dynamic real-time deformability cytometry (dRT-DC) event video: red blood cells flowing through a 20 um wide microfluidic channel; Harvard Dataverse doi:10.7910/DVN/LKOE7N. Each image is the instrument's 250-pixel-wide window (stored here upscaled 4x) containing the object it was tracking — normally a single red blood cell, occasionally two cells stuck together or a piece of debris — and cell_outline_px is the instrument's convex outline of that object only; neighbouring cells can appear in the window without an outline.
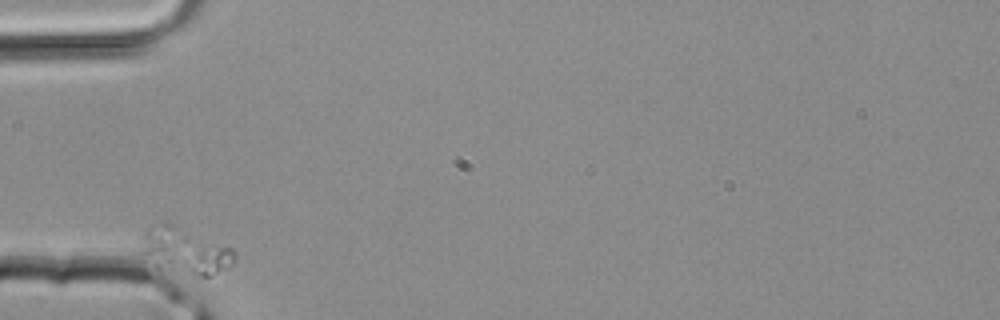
{"species": "common noctule bat (a hibernating species)", "species_latin": "Nyctalus noctula", "temperature_condition": "room temperature", "stored_images_in_passage": 23, "camera_frame_rate_fps": 3000, "um_per_image_px": 0.085, "animal": {"sex": "male", "body_mass_g": 20.4}, "frame": {"image": 1, "passage_image": 1, "time_ms": 0.0, "image_size_px": [1000, 320], "cell_outline_px": [[236, 256], [232, 264], [228, 268], [212, 276], [192, 276], [160, 272], [144, 252], [144, 232], [152, 224], [164, 220], [168, 220], [232, 248], [236, 252]], "centroid_in_image_um": [15.76, 21.33], "position_along_channel_um": 69.2, "area_um2": 25.95}}
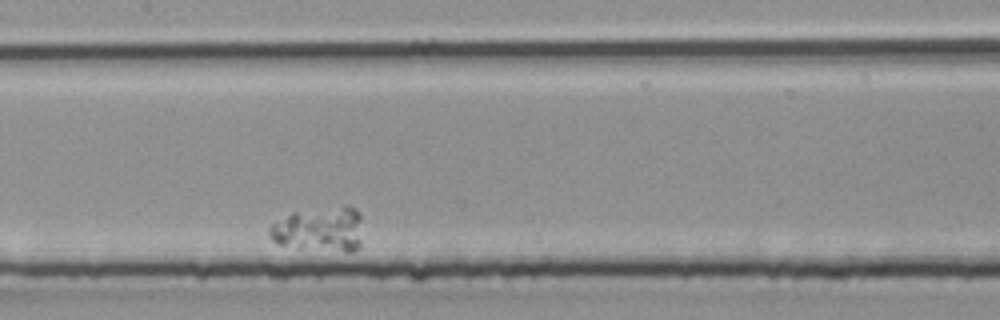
{"frame": {"image": 2, "passage_image": 10, "time_ms": 3.0, "image_size_px": [1000, 320], "cell_outline_px": [[360, 244], [352, 252], [344, 252], [276, 244], [268, 236], [268, 228], [272, 224], [292, 212], [344, 204], [348, 204], [356, 208], [360, 212]], "centroid_in_image_um": [27.17, 19.45], "position_along_channel_um": 180.2, "area_um2": 24.57}}
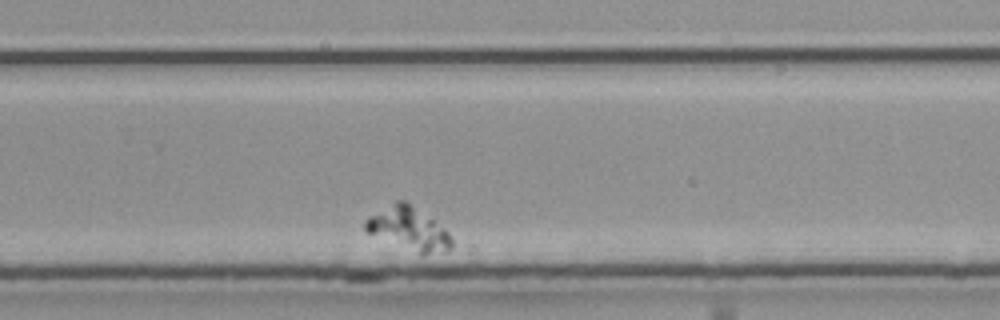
{"frame": {"image": 3, "passage_image": 18, "time_ms": 5.667, "image_size_px": [1000, 320], "cell_outline_px": [[452, 248], [448, 252], [420, 252], [368, 232], [364, 228], [364, 220], [368, 216], [396, 200], [404, 200], [444, 228], [448, 232], [452, 240]], "centroid_in_image_um": [34.73, 19.39], "position_along_channel_um": 295.1, "area_um2": 20.52}}